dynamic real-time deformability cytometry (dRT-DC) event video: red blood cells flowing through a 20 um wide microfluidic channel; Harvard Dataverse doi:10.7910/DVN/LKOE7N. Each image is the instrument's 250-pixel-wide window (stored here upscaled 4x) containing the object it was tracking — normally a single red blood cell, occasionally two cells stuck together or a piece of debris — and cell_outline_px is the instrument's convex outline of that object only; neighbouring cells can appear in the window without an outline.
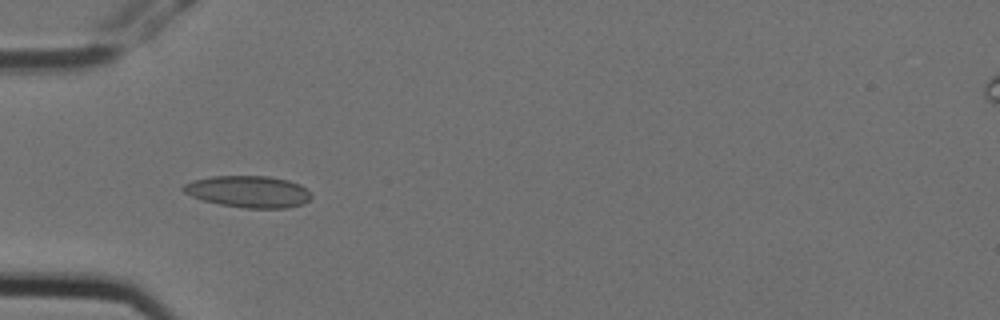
{"species": "Egyptian fruit bat (a non-hibernating species)", "species_latin": "Rousettus aegyptiacus", "temperature_condition": "cold", "stored_images_in_passage": 4, "camera_frame_rate_fps": 3000, "um_per_image_px": 0.085, "animal": {"sex": "female"}, "frame": {"image": 1, "passage_image": 3, "time_ms": 0.667, "image_size_px": [1000, 320], "cell_outline_px": [[312, 196], [304, 204], [288, 208], [244, 208], [220, 204], [204, 200], [192, 196], [184, 192], [180, 188], [184, 184], [192, 180], [212, 176], [268, 176], [288, 180], [300, 184]], "centroid_in_image_um": [21.11, 16.28], "position_along_channel_um": 63.9, "area_um2": 23.64}}
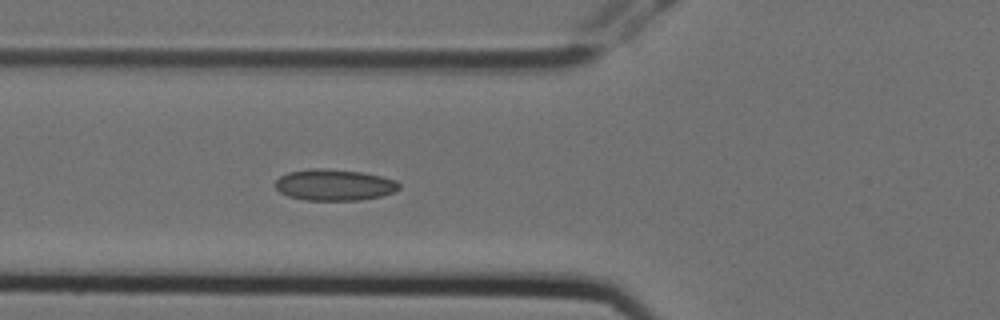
{"frame": {"image": 2, "passage_image": 4, "time_ms": 1.0, "image_size_px": [1000, 320], "cell_outline_px": [[400, 188], [396, 192], [380, 196], [360, 200], [304, 200], [288, 196], [280, 192], [276, 188], [276, 180], [280, 176], [288, 172], [312, 168], [324, 168], [360, 172], [380, 176], [396, 180], [400, 184]], "centroid_in_image_um": [28.42, 15.72], "position_along_channel_um": 97.4, "area_um2": 22.6}}